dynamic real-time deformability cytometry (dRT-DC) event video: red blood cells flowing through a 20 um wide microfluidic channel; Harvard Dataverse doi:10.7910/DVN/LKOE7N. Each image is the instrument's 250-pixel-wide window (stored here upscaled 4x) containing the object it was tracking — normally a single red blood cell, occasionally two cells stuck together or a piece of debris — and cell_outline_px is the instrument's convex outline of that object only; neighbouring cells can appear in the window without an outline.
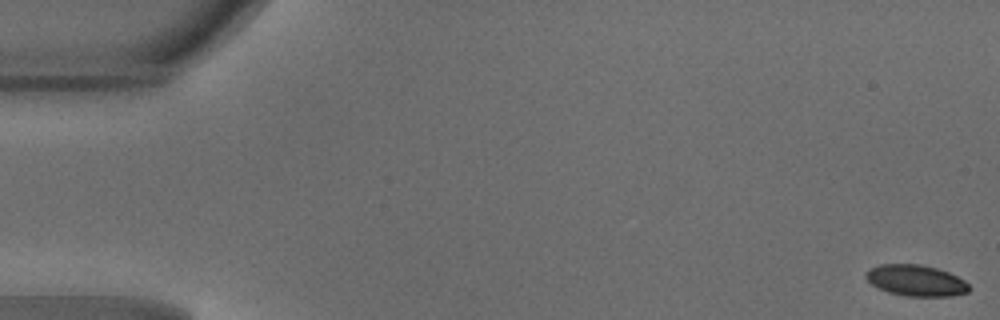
{"species": "common noctule bat (a hibernating species)", "species_latin": "Nyctalus noctula", "temperature_condition": "warm", "stored_images_in_passage": 48, "camera_frame_rate_fps": 3000, "um_per_image_px": 0.085, "animal": {"sex": "male", "body_mass_g": 18.8}, "frame": {"image": 1, "passage_image": 1, "time_ms": 0.0, "image_size_px": [1000, 320], "cell_outline_px": [[972, 288], [968, 292], [952, 296], [908, 296], [888, 292], [872, 284], [864, 276], [864, 272], [868, 268], [880, 264], [920, 264], [936, 268], [948, 272], [964, 280]], "centroid_in_image_um": [77.85, 23.83], "position_along_channel_um": 7.2, "area_um2": 18.79}}
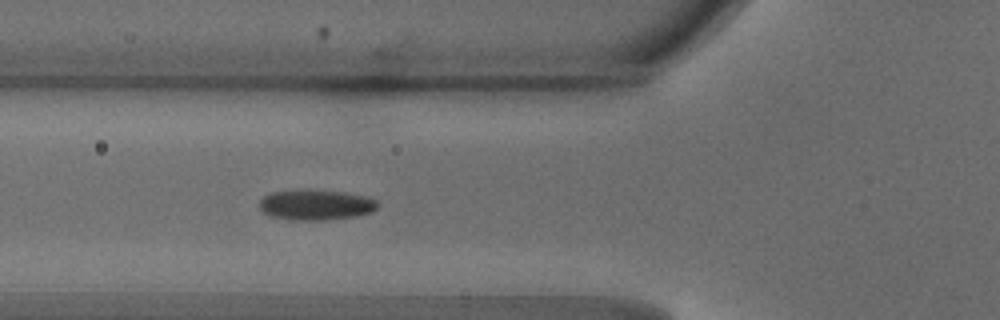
{"frame": {"image": 2, "passage_image": 18, "time_ms": 5.667, "image_size_px": [1000, 320], "cell_outline_px": [[380, 204], [372, 212], [356, 216], [324, 220], [292, 220], [272, 216], [264, 212], [260, 208], [260, 200], [264, 196], [272, 192], [308, 188], [344, 192], [364, 196], [376, 200]], "centroid_in_image_um": [26.86, 17.39], "position_along_channel_um": 98.9, "area_um2": 21.15}}
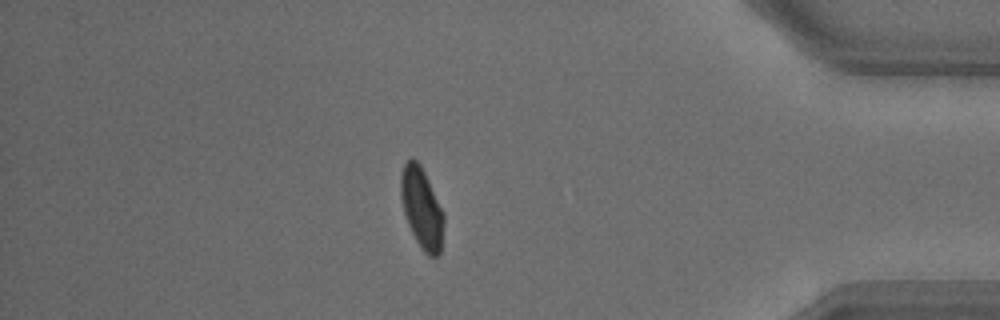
{"frame": {"image": 3, "passage_image": 42, "time_ms": 13.667, "image_size_px": [1000, 320], "cell_outline_px": [[444, 224], [440, 252], [436, 256], [428, 256], [420, 248], [408, 224], [404, 212], [400, 196], [400, 172], [404, 164], [412, 156], [420, 164], [444, 212]], "centroid_in_image_um": [35.83, 17.67], "position_along_channel_um": 399.4, "area_um2": 20.29}, "authors_computed_cell_mechanics": {"area_um2": 20.2878, "velocity_mm_per_s": 4.1954, "shape_relaxation_time_tau1_ms": 2.8515, "shape_relaxation_time_tau2_ms": null, "deformation_change_tau1": 0.1192, "deformation_change_tau2": null}}